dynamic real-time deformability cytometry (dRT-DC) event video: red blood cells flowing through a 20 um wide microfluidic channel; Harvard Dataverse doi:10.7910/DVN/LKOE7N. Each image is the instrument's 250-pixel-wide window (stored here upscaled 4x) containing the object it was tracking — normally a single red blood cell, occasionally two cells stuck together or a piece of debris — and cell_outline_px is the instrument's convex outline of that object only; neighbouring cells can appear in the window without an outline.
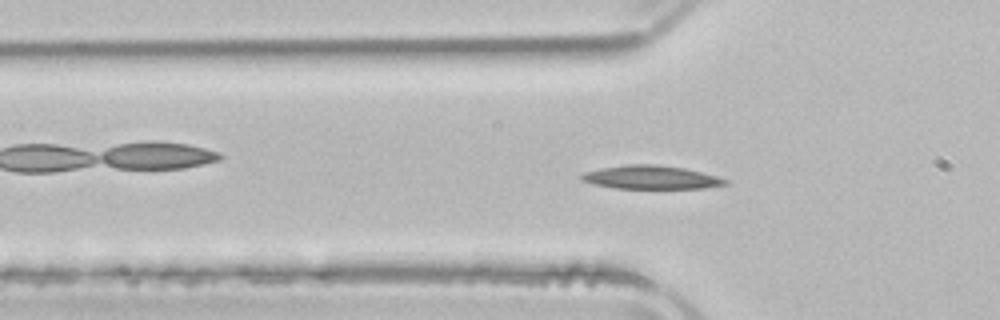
{"species": "common noctule bat (a hibernating species)", "species_latin": "Nyctalus noctula", "temperature_condition": "room temperature", "stored_images_in_passage": 52, "camera_frame_rate_fps": 3000, "um_per_image_px": 0.085, "animal": {"sex": "male", "body_mass_g": 21.5, "forearm_length_mm": 52.0}, "frame": {"image": 1, "passage_image": 16, "time_ms": 5.0, "image_size_px": [1000, 320], "cell_outline_px": [[728, 184], [704, 188], [612, 188], [592, 184], [580, 180], [580, 176], [584, 172], [600, 168], [628, 164], [656, 164], [684, 168], [716, 176], [728, 180]], "centroid_in_image_um": [55.29, 15.07], "position_along_channel_um": 70.5, "area_um2": 19.65}}
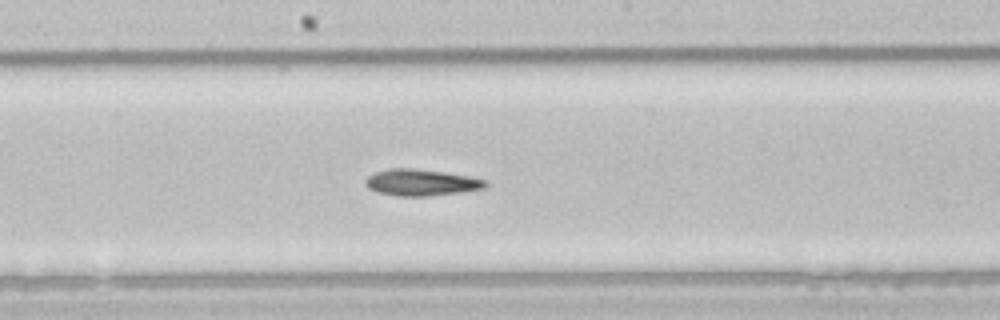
{"frame": {"image": 2, "passage_image": 27, "time_ms": 8.667, "image_size_px": [1000, 320], "cell_outline_px": [[488, 188], [464, 192], [428, 196], [396, 196], [380, 192], [368, 188], [364, 184], [364, 180], [368, 176], [376, 172], [392, 168], [416, 168], [444, 172], [468, 176], [484, 180], [488, 184]], "centroid_in_image_um": [35.82, 15.51], "position_along_channel_um": 212.4, "area_um2": 18.61}}
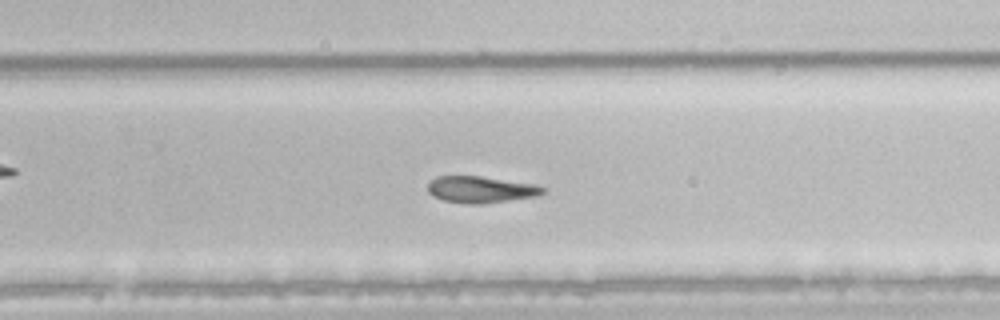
{"frame": {"image": 3, "passage_image": 33, "time_ms": 10.667, "image_size_px": [1000, 320], "cell_outline_px": [[544, 192], [540, 196], [484, 204], [468, 204], [444, 200], [428, 192], [428, 184], [436, 176], [480, 176], [536, 184], [544, 188]], "centroid_in_image_um": [40.91, 16.11], "position_along_channel_um": 288.9, "area_um2": 17.86}, "authors_computed_cell_mechanics": {"area_um2": 19.4497, "velocity_mm_per_s": 3.8592, "shape_relaxation_time_tau1_ms": 8.2782, "shape_relaxation_time_tau2_ms": null, "deformation_change_tau1": 0.1435, "deformation_change_tau2": null}}